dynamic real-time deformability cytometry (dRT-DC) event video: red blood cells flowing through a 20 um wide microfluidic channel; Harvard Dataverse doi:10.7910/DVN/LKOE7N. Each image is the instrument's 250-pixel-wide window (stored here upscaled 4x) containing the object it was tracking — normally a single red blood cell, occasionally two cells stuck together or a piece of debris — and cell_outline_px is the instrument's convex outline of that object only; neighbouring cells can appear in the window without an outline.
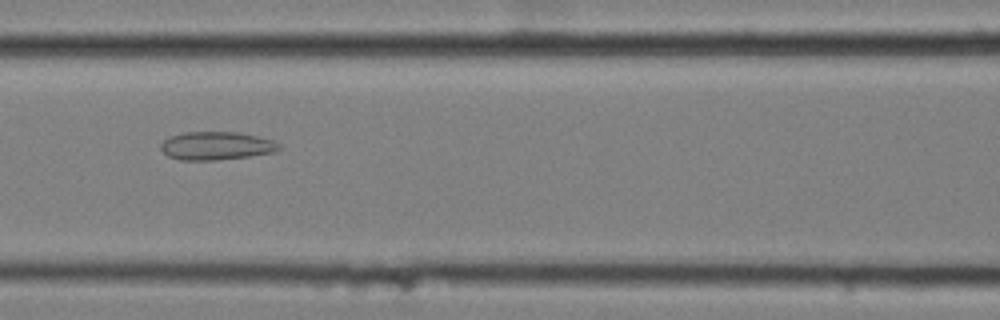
{"species": "common noctule bat (a hibernating species)", "species_latin": "Nyctalus noctula", "temperature_condition": "cold", "stored_images_in_passage": 9, "camera_frame_rate_fps": 3000, "um_per_image_px": 0.085, "animal": {"sex": "female", "body_mass_g": 25.1}, "frame": {"image": 1, "passage_image": 7, "time_ms": 2.0, "image_size_px": [1000, 320], "cell_outline_px": [[280, 148], [272, 152], [248, 156], [216, 160], [180, 160], [168, 156], [160, 148], [160, 144], [164, 140], [172, 136], [184, 132], [236, 132], [276, 140], [280, 144]], "centroid_in_image_um": [18.38, 12.39], "position_along_channel_um": 148.2, "area_um2": 19.31}}
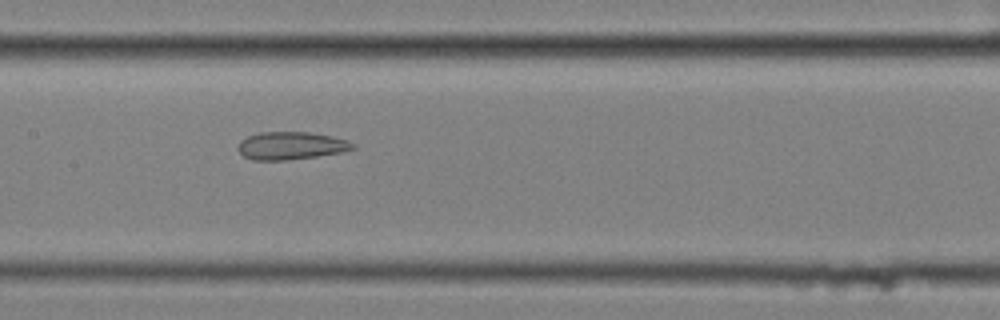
{"frame": {"image": 2, "passage_image": 8, "time_ms": 2.333, "image_size_px": [1000, 320], "cell_outline_px": [[356, 148], [340, 152], [316, 156], [288, 160], [252, 160], [244, 156], [236, 148], [240, 140], [248, 136], [260, 132], [308, 132], [332, 136], [348, 140], [356, 144]], "centroid_in_image_um": [24.73, 12.38], "position_along_channel_um": 182.7, "area_um2": 18.61}}
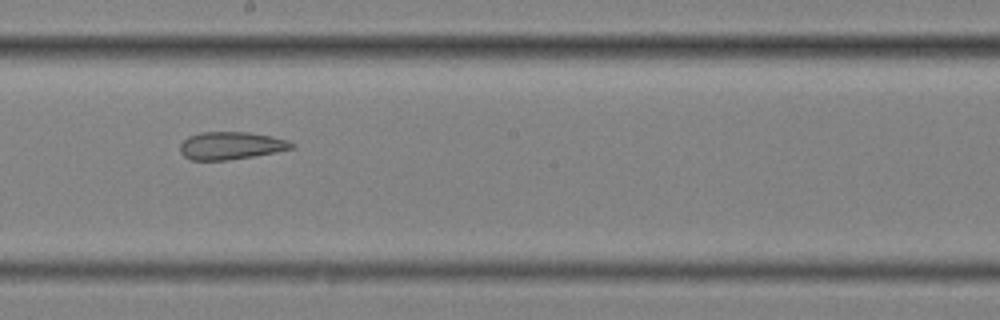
{"frame": {"image": 3, "passage_image": 9, "time_ms": 2.667, "image_size_px": [1000, 320], "cell_outline_px": [[296, 148], [276, 152], [228, 160], [192, 160], [184, 156], [180, 152], [180, 144], [188, 136], [200, 132], [248, 132], [272, 136], [288, 140], [296, 144]], "centroid_in_image_um": [19.66, 12.37], "position_along_channel_um": 228.5, "area_um2": 18.09}}